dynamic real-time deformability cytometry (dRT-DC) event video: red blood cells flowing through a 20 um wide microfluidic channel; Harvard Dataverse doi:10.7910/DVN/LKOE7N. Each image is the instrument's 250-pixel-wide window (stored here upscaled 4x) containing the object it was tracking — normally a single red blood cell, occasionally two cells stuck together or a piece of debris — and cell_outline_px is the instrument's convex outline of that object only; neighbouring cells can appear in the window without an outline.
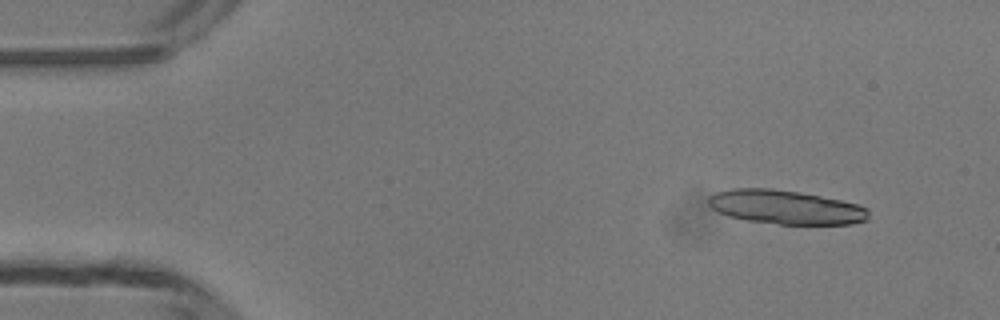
{"species": "common noctule bat (a hibernating species)", "species_latin": "Nyctalus noctula", "temperature_condition": "room temperature", "stored_images_in_passage": 50, "segment_of_instrument_passage": [1, 2], "camera_frame_rate_fps": 3000, "um_per_image_px": 0.085, "animal": {"sex": "male", "body_mass_g": 13.3}, "frame": {"image": 1, "passage_image": 5, "time_ms": 1.333, "image_size_px": [1000, 320], "cell_outline_px": [[868, 220], [852, 224], [780, 224], [748, 220], [728, 216], [712, 208], [708, 204], [708, 196], [716, 192], [732, 188], [772, 188], [820, 196], [840, 200], [856, 204], [868, 208]], "centroid_in_image_um": [66.77, 17.6], "position_along_channel_um": 18.2, "area_um2": 31.56}}